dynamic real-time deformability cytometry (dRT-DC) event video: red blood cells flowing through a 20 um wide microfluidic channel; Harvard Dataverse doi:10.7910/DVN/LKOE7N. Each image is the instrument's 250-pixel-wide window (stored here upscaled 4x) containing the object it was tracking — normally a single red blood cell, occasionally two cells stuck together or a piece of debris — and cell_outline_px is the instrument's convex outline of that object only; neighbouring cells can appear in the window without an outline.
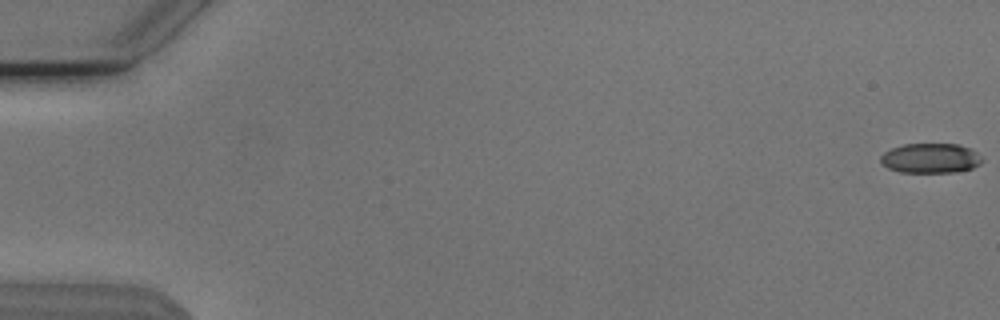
{"species": "Egyptian fruit bat (a non-hibernating species)", "species_latin": "Rousettus aegyptiacus", "temperature_condition": "cold", "stored_images_in_passage": 56, "camera_frame_rate_fps": 3000, "um_per_image_px": 0.085, "animal": {"sex": "male"}, "frame": {"image": 1, "passage_image": 1, "time_ms": 0.0, "image_size_px": [1000, 320], "cell_outline_px": [[984, 160], [980, 164], [972, 168], [956, 172], [900, 172], [888, 168], [880, 160], [880, 156], [884, 152], [892, 148], [904, 144], [956, 144], [972, 148]], "centroid_in_image_um": [79.12, 13.44], "position_along_channel_um": 5.9, "area_um2": 17.63}}
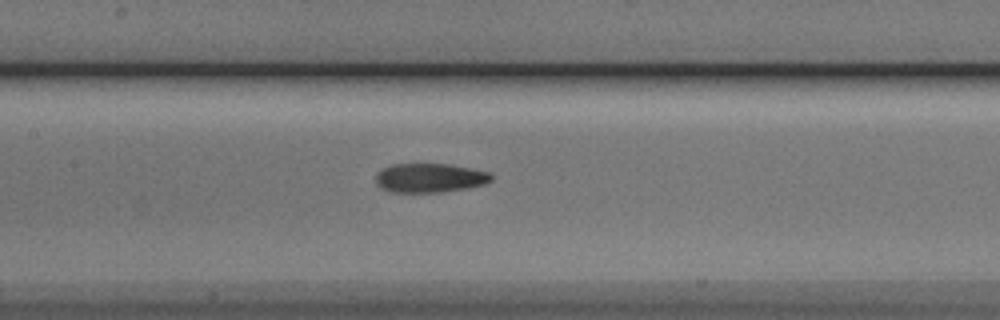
{"frame": {"image": 2, "passage_image": 27, "time_ms": 8.667, "image_size_px": [1000, 320], "cell_outline_px": [[492, 180], [484, 184], [468, 188], [440, 192], [392, 192], [380, 188], [376, 184], [376, 172], [380, 168], [392, 164], [448, 164], [488, 172], [492, 176]], "centroid_in_image_um": [36.47, 15.12], "position_along_channel_um": 170.9, "area_um2": 19.65}}
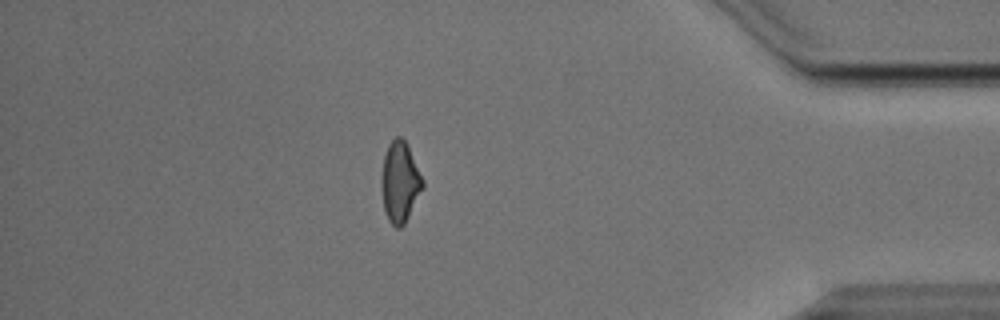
{"frame": {"image": 3, "passage_image": 48, "time_ms": 15.667, "image_size_px": [1000, 320], "cell_outline_px": [[424, 188], [404, 224], [400, 228], [396, 228], [388, 220], [384, 212], [380, 188], [380, 180], [384, 156], [388, 144], [396, 136], [400, 136], [404, 140], [424, 180]], "centroid_in_image_um": [33.97, 15.51], "position_along_channel_um": 401.2, "area_um2": 19.54}, "authors_computed_cell_mechanics": {"area_um2": 19.3919, "velocity_mm_per_s": 3.8197, "shape_relaxation_time_tau1_ms": 5.6488, "shape_relaxation_time_tau2_ms": 3.6347, "deformation_change_tau1": 0.1439, "deformation_change_tau2": 0.0999}}